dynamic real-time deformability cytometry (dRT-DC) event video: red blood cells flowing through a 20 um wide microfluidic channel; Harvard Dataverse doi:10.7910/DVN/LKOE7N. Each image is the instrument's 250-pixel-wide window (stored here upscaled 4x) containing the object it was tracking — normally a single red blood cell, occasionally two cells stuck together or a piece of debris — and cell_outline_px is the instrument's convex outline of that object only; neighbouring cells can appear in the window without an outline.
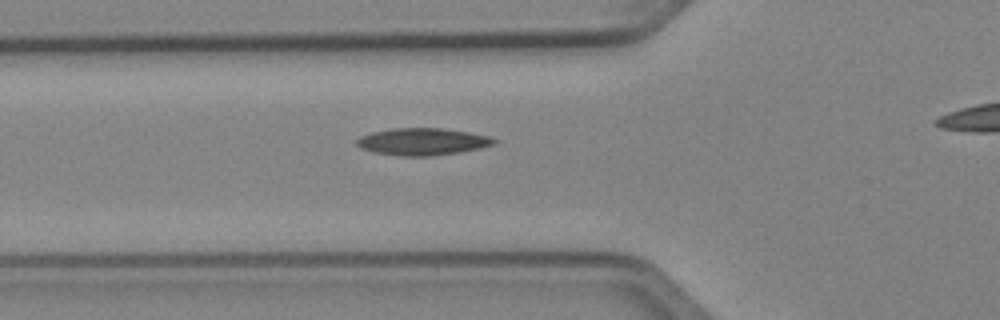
{"species": "Egyptian fruit bat (a non-hibernating species)", "species_latin": "Rousettus aegyptiacus", "temperature_condition": "cold", "stored_images_in_passage": 28, "camera_frame_rate_fps": 3000, "um_per_image_px": 0.085, "animal": {"sex": "female"}, "frame": {"image": 1, "passage_image": 2, "time_ms": 0.333, "image_size_px": [1000, 320], "cell_outline_px": [[500, 140], [496, 144], [480, 148], [460, 152], [432, 156], [396, 156], [372, 152], [360, 148], [356, 144], [356, 140], [360, 136], [372, 132], [392, 128], [444, 128], [468, 132], [488, 136]], "centroid_in_image_um": [35.91, 12.04], "position_along_channel_um": 89.9, "area_um2": 21.96}}
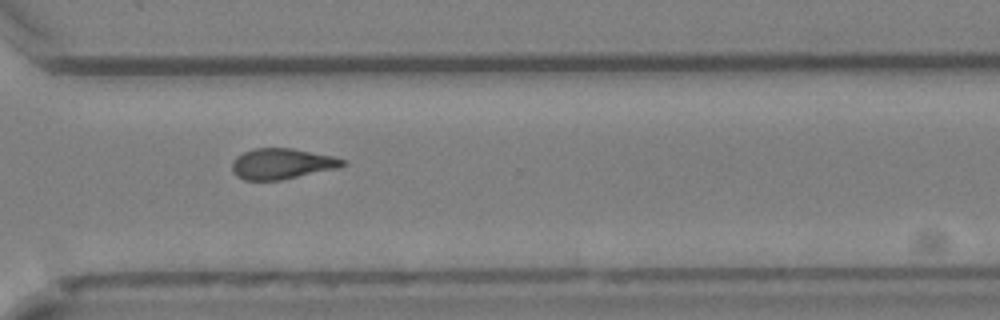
{"frame": {"image": 2, "passage_image": 21, "time_ms": 6.667, "image_size_px": [1000, 320], "cell_outline_px": [[348, 164], [340, 168], [280, 180], [244, 180], [236, 176], [232, 172], [232, 160], [236, 156], [252, 148], [292, 148], [332, 156], [348, 160]], "centroid_in_image_um": [23.98, 13.92], "position_along_channel_um": 346.6, "area_um2": 20.06}}
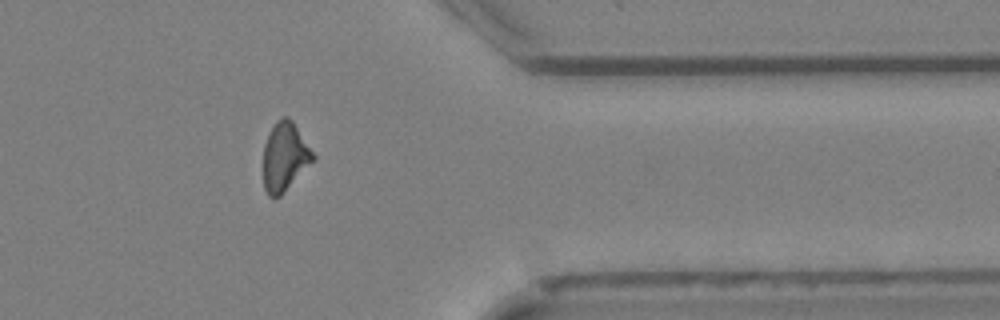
{"frame": {"image": 3, "passage_image": 25, "time_ms": 8.0, "image_size_px": [1000, 320], "cell_outline_px": [[316, 156], [280, 196], [268, 196], [264, 188], [264, 144], [276, 120], [284, 116], [288, 116], [292, 120]], "centroid_in_image_um": [24.19, 13.29], "position_along_channel_um": 387.2, "area_um2": 19.36}}